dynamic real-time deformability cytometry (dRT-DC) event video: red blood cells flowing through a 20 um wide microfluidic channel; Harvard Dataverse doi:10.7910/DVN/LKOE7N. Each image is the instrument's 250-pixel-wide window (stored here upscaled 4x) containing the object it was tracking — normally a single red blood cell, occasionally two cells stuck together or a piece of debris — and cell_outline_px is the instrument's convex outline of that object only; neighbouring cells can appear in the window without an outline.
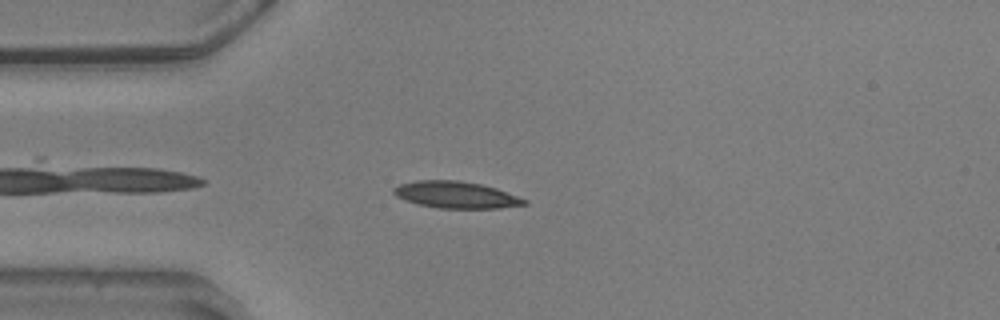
{"species": "common noctule bat (a hibernating species)", "species_latin": "Nyctalus noctula", "temperature_condition": "warm", "stored_images_in_passage": 46, "camera_frame_rate_fps": 3000, "um_per_image_px": 0.085, "animal": {"sex": "male", "body_mass_g": 20.5, "forearm_length_mm": 52.5}, "frame": {"image": 1, "passage_image": 4, "time_ms": 1.0, "image_size_px": [1000, 320], "cell_outline_px": [[528, 204], [500, 208], [440, 208], [420, 204], [396, 196], [392, 192], [392, 188], [400, 184], [416, 180], [456, 180], [480, 184], [496, 188], [528, 200]], "centroid_in_image_um": [38.77, 16.55], "position_along_channel_um": 46.2, "area_um2": 20.17}}
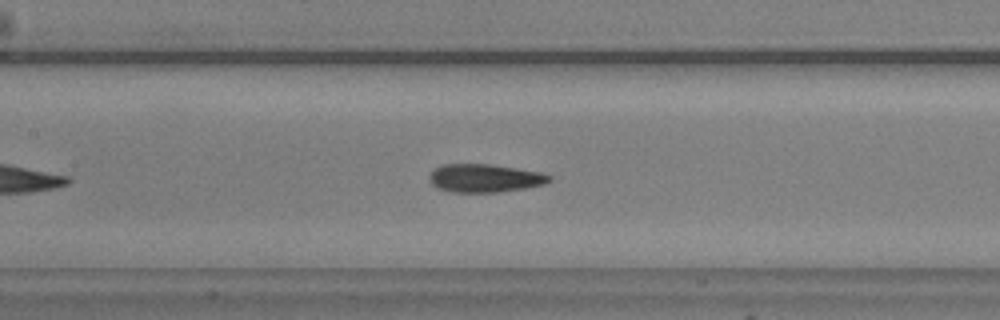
{"frame": {"image": 2, "passage_image": 15, "time_ms": 4.667, "image_size_px": [1000, 320], "cell_outline_px": [[552, 180], [544, 184], [524, 188], [496, 192], [452, 192], [436, 188], [432, 184], [428, 176], [436, 168], [444, 164], [488, 164], [516, 168], [540, 172], [552, 176]], "centroid_in_image_um": [41.2, 15.14], "position_along_channel_um": 166.2, "area_um2": 19.59}}
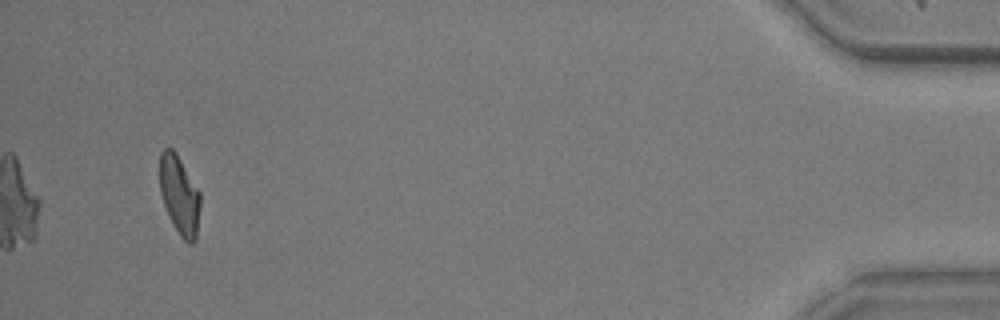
{"frame": {"image": 3, "passage_image": 43, "time_ms": 14.0, "image_size_px": [1000, 320], "cell_outline_px": [[200, 204], [196, 240], [192, 244], [188, 244], [180, 236], [164, 204], [160, 192], [160, 152], [164, 148], [172, 148], [176, 152], [200, 192]], "centroid_in_image_um": [15.26, 16.57], "position_along_channel_um": 419.9, "area_um2": 18.44}, "authors_computed_cell_mechanics": {"area_um2": 19.4208, "velocity_mm_per_s": 3.5868, "shape_relaxation_time_tau1_ms": 8.457, "shape_relaxation_time_tau2_ms": 1.7911, "deformation_change_tau1": 0.2034, "deformation_change_tau2": 0.0872}}